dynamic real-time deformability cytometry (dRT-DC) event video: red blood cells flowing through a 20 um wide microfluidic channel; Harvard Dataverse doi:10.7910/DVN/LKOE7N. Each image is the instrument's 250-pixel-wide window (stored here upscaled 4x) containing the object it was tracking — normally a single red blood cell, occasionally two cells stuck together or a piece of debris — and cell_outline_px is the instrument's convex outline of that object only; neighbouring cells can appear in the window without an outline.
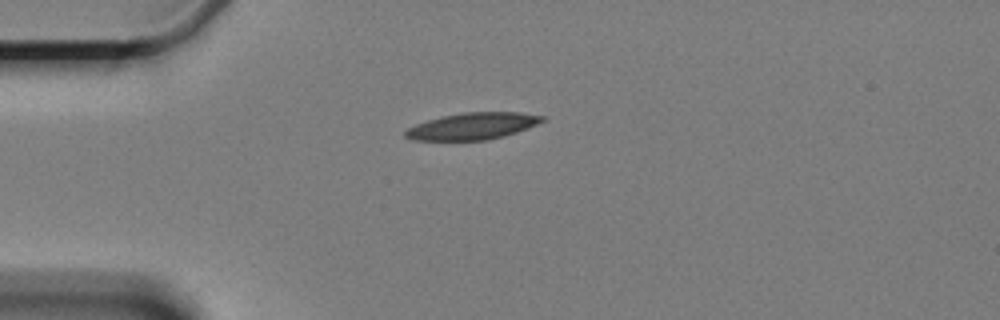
{"species": "Egyptian fruit bat (a non-hibernating species)", "species_latin": "Rousettus aegyptiacus", "temperature_condition": "cold", "stored_images_in_passage": 1, "camera_frame_rate_fps": 3000, "um_per_image_px": 0.085, "animal": {"sex": "female"}, "frame": {"image": 1, "passage_image": 1, "time_ms": 0.0, "image_size_px": [1000, 320], "cell_outline_px": [[544, 120], [528, 128], [504, 136], [488, 140], [412, 140], [404, 136], [404, 132], [408, 128], [416, 124], [440, 116], [464, 112], [520, 112], [544, 116]], "centroid_in_image_um": [40.15, 10.72], "position_along_channel_um": 44.8, "area_um2": 21.33}}